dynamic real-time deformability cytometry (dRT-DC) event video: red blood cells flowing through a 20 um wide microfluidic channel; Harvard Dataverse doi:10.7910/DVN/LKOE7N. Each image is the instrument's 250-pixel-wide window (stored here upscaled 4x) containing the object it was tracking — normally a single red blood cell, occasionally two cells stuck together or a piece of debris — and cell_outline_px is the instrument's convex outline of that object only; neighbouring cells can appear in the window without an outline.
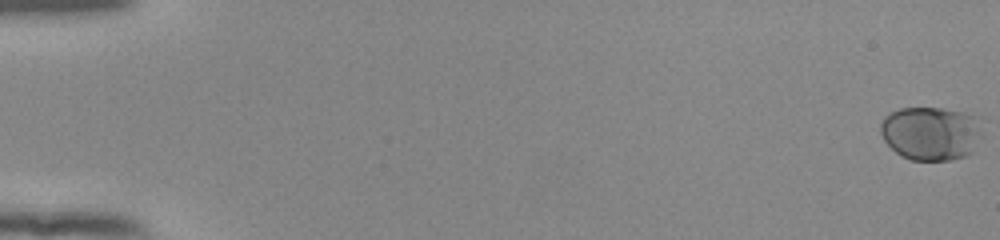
{"species": "human", "species_latin": "Homo sapiens", "temperature_condition": "room temperature", "stored_images_in_passage": 56, "camera_frame_rate_fps": 3000, "um_per_image_px": 0.085, "donor": {"sex": "female"}, "frame": {"image": 1, "passage_image": 1, "time_ms": 0.0, "image_size_px": [1000, 240], "cell_outline_px": [[984, 136], [976, 152], [968, 156], [952, 160], [912, 160], [900, 156], [884, 140], [880, 132], [880, 124], [884, 116], [900, 108], [944, 108], [964, 112], [976, 116], [984, 120]], "centroid_in_image_um": [79.25, 11.34], "position_along_channel_um": 5.7, "area_um2": 33.12}}
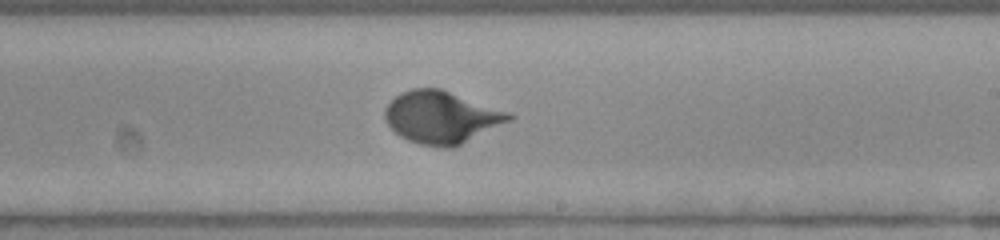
{"frame": {"image": 2, "passage_image": 35, "time_ms": 11.333, "image_size_px": [1000, 240], "cell_outline_px": [[516, 116], [512, 120], [456, 148], [444, 148], [420, 144], [408, 140], [400, 136], [388, 124], [384, 116], [384, 108], [400, 92], [412, 88], [440, 88], [512, 112]], "centroid_in_image_um": [37.58, 9.97], "position_along_channel_um": 251.4, "area_um2": 38.32}}
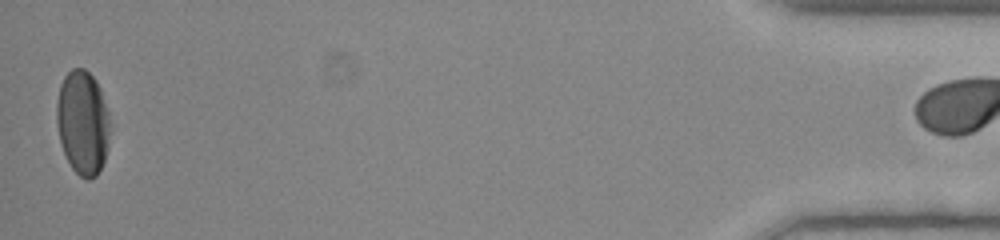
{"frame": {"image": 3, "passage_image": 55, "time_ms": 18.0, "image_size_px": [1000, 240], "cell_outline_px": [[108, 148], [104, 160], [96, 176], [88, 180], [84, 180], [72, 168], [64, 152], [60, 140], [56, 120], [56, 104], [60, 84], [64, 76], [72, 68], [84, 68], [96, 80], [100, 88], [108, 112]], "centroid_in_image_um": [7.01, 10.4], "position_along_channel_um": 428.2, "area_um2": 32.25}}